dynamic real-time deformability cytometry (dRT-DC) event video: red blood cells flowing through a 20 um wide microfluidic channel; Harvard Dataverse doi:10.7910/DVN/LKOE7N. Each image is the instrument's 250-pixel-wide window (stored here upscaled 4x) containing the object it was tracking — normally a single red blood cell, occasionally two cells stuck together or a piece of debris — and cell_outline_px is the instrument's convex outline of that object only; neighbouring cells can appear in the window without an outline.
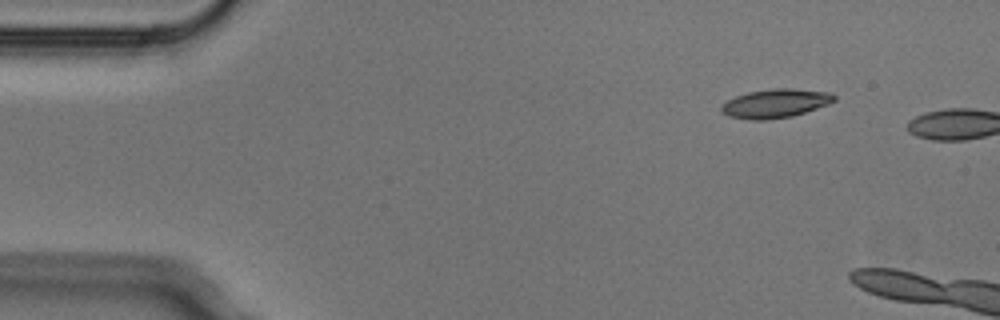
{"species": "Egyptian fruit bat (a non-hibernating species)", "species_latin": "Rousettus aegyptiacus", "temperature_condition": "cold", "stored_images_in_passage": 2, "camera_frame_rate_fps": 3000, "um_per_image_px": 0.085, "animal": {"sex": "male"}, "frame": {"image": 1, "passage_image": 1, "time_ms": 0.0, "image_size_px": [1000, 320], "cell_outline_px": [[836, 100], [828, 104], [792, 116], [764, 120], [752, 120], [728, 116], [720, 112], [720, 104], [736, 96], [748, 92], [772, 88], [792, 88], [832, 92], [836, 96]], "centroid_in_image_um": [65.89, 8.78], "position_along_channel_um": 19.1, "area_um2": 19.07}}